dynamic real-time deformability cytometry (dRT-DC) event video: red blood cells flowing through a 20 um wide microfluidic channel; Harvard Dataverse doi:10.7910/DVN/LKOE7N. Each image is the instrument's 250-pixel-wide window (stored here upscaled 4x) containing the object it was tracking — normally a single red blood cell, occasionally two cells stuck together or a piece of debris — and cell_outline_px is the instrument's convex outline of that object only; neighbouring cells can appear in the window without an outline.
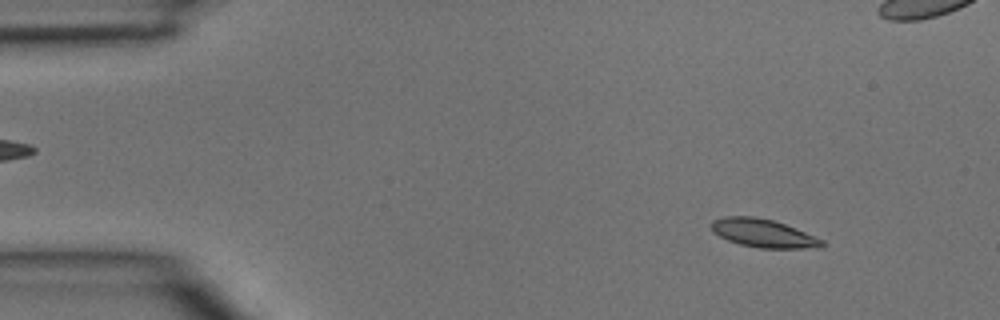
{"species": "common noctule bat (a hibernating species)", "species_latin": "Nyctalus noctula", "temperature_condition": "room temperature", "stored_images_in_passage": 4, "camera_frame_rate_fps": 3000, "um_per_image_px": 0.085, "animal": {"sex": "male", "body_mass_g": 15.6}, "frame": {"image": 1, "passage_image": 1, "time_ms": 0.0, "image_size_px": [1000, 320], "cell_outline_px": [[824, 244], [816, 248], [760, 248], [740, 244], [728, 240], [712, 232], [712, 220], [724, 216], [752, 216], [772, 220], [796, 228], [824, 240]], "centroid_in_image_um": [64.87, 19.82], "position_along_channel_um": 20.1, "area_um2": 18.09}}